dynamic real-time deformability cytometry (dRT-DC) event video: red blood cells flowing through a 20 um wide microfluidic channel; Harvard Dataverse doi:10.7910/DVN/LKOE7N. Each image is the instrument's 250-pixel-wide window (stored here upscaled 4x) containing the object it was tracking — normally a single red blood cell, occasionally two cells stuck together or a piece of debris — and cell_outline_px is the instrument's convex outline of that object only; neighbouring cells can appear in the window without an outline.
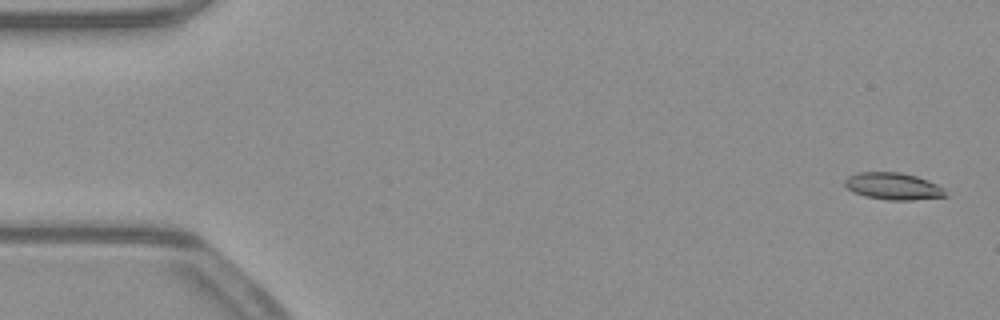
{"species": "common noctule bat (a hibernating species)", "species_latin": "Nyctalus noctula", "temperature_condition": "warm", "stored_images_in_passage": 53, "camera_frame_rate_fps": 3000, "um_per_image_px": 0.085, "animal": {"sex": "male", "body_mass_g": 23.1, "forearm_length_mm": 52.7}, "frame": {"image": 1, "passage_image": 2, "time_ms": 0.333, "image_size_px": [1000, 320], "cell_outline_px": [[948, 196], [912, 200], [888, 200], [864, 196], [852, 192], [844, 184], [844, 180], [848, 176], [856, 172], [900, 172], [916, 176], [928, 180], [944, 188]], "centroid_in_image_um": [75.91, 15.83], "position_along_channel_um": 9.1, "area_um2": 15.95}}
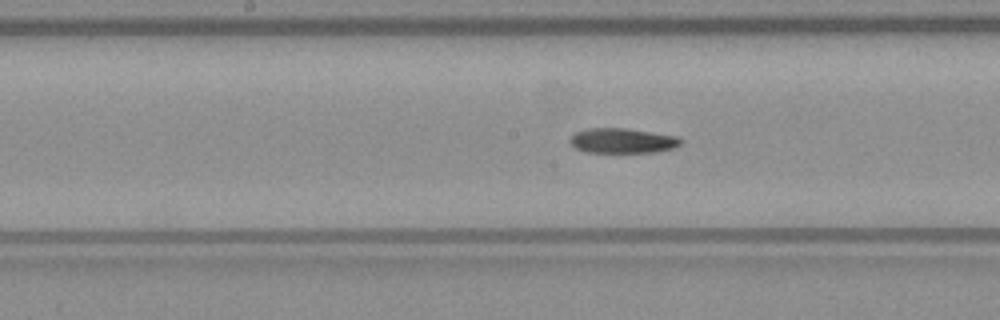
{"frame": {"image": 2, "passage_image": 27, "time_ms": 8.667, "image_size_px": [1000, 320], "cell_outline_px": [[684, 144], [676, 148], [656, 152], [584, 152], [576, 148], [568, 140], [576, 132], [588, 128], [628, 128], [676, 136], [684, 140]], "centroid_in_image_um": [52.97, 11.96], "position_along_channel_um": 195.2, "area_um2": 16.3}}
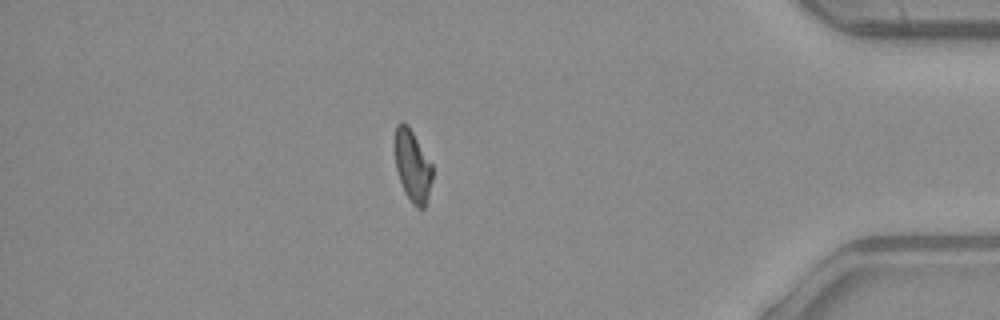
{"frame": {"image": 3, "passage_image": 46, "time_ms": 15.0, "image_size_px": [1000, 320], "cell_outline_px": [[432, 180], [424, 208], [416, 208], [412, 204], [404, 192], [396, 168], [396, 124], [400, 120], [404, 120], [408, 124], [432, 164]], "centroid_in_image_um": [35.07, 14.09], "position_along_channel_um": 400.1, "area_um2": 15.55}, "authors_computed_cell_mechanics": {"area_um2": 16.3574, "velocity_mm_per_s": 3.9129, "shape_relaxation_time_tau1_ms": 3.9753, "shape_relaxation_time_tau2_ms": 8.8509, "deformation_change_tau1": 0.1744, "deformation_change_tau2": 0.1805}}